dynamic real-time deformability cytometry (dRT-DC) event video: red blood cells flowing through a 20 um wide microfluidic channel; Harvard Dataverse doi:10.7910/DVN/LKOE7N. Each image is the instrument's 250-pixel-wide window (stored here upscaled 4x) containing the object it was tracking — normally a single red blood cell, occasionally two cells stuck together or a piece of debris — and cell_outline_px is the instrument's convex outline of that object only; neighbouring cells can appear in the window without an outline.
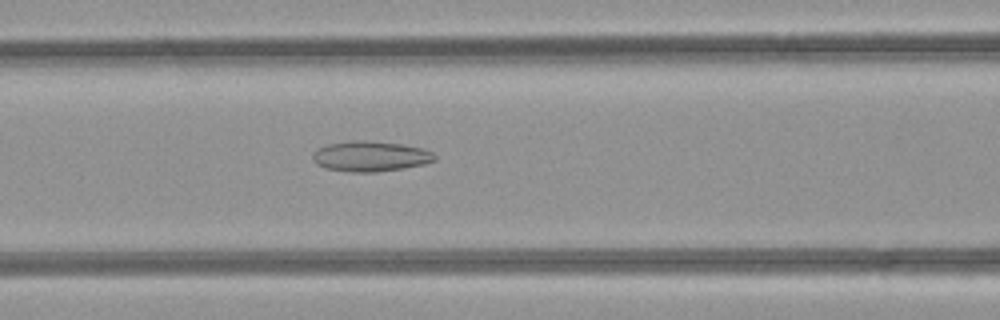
{"species": "common noctule bat (a hibernating species)", "species_latin": "Nyctalus noctula", "temperature_condition": "room temperature", "stored_images_in_passage": 38, "camera_frame_rate_fps": 3000, "um_per_image_px": 0.085, "animal": {"sex": "female", "body_mass_g": 21.9}, "frame": {"image": 1, "passage_image": 10, "time_ms": 3.0, "image_size_px": [1000, 320], "cell_outline_px": [[436, 160], [424, 164], [404, 168], [376, 172], [352, 172], [324, 168], [316, 164], [312, 160], [312, 156], [316, 148], [328, 144], [352, 140], [364, 140], [400, 144], [420, 148], [432, 152], [436, 156]], "centroid_in_image_um": [31.44, 13.29], "position_along_channel_um": 135.2, "area_um2": 21.62}}
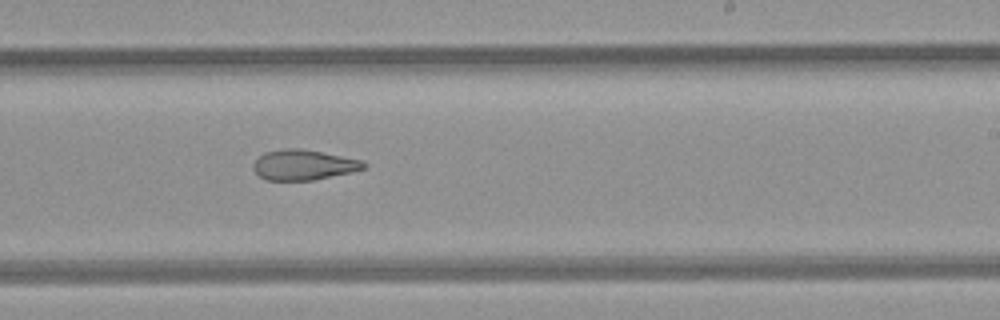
{"frame": {"image": 2, "passage_image": 19, "time_ms": 6.0, "image_size_px": [1000, 320], "cell_outline_px": [[368, 168], [352, 172], [312, 180], [268, 180], [260, 176], [252, 168], [252, 164], [264, 152], [284, 148], [300, 148], [364, 160], [368, 164]], "centroid_in_image_um": [25.84, 14.01], "position_along_channel_um": 263.2, "area_um2": 19.59}}
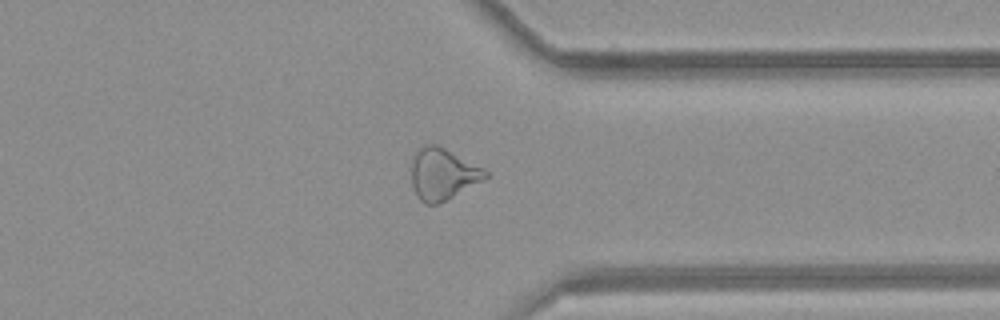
{"frame": {"image": 3, "passage_image": 27, "time_ms": 8.667, "image_size_px": [1000, 320], "cell_outline_px": [[488, 176], [484, 180], [440, 204], [424, 204], [420, 200], [412, 184], [412, 160], [416, 152], [424, 144], [436, 144], [484, 168], [488, 172]], "centroid_in_image_um": [37.65, 14.81], "position_along_channel_um": 373.8, "area_um2": 22.14}, "authors_computed_cell_mechanics": {"area_um2": 22.0796, "velocity_mm_per_s": 4.2801, "shape_relaxation_time_tau1_ms": null, "shape_relaxation_time_tau2_ms": 4.6591, "deformation_change_tau1": null, "deformation_change_tau2": 0.1499}}